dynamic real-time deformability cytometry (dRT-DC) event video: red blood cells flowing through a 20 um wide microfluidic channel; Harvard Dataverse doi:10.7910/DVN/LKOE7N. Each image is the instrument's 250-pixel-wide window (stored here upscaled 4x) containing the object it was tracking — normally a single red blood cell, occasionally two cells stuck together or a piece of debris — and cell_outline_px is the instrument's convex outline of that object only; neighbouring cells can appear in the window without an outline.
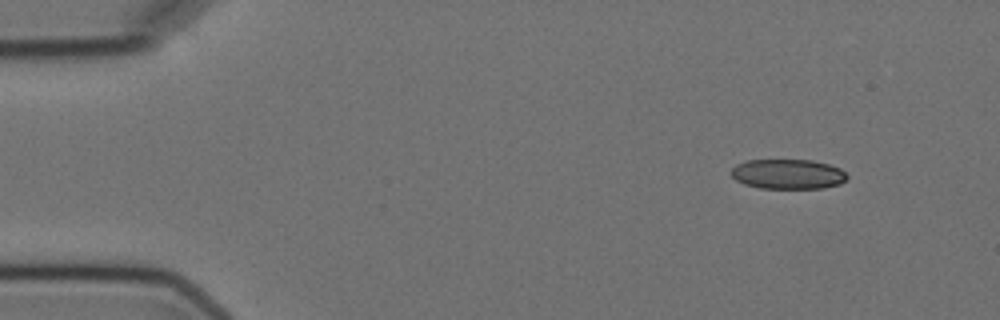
{"species": "Egyptian fruit bat (a non-hibernating species)", "species_latin": "Rousettus aegyptiacus", "temperature_condition": "cold", "stored_images_in_passage": 4, "camera_frame_rate_fps": 3000, "um_per_image_px": 0.085, "animal": {"sex": "female"}, "frame": {"image": 1, "passage_image": 1, "time_ms": 0.0, "image_size_px": [1000, 320], "cell_outline_px": [[848, 176], [840, 184], [824, 188], [760, 188], [744, 184], [736, 180], [732, 176], [732, 168], [736, 164], [748, 160], [812, 160], [828, 164], [840, 168]], "centroid_in_image_um": [66.97, 14.8], "position_along_channel_um": 18.0, "area_um2": 20.11}}
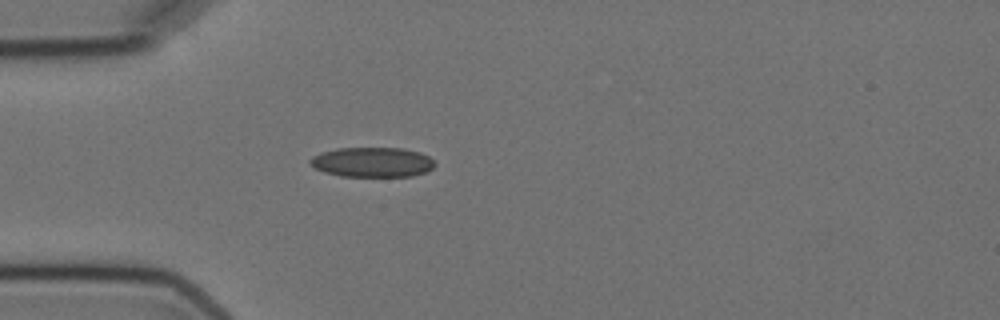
{"frame": {"image": 2, "passage_image": 4, "time_ms": 3.333, "image_size_px": [1000, 320], "cell_outline_px": [[436, 164], [432, 168], [424, 172], [412, 176], [340, 176], [324, 172], [308, 164], [308, 160], [312, 156], [320, 152], [336, 148], [404, 148], [420, 152], [428, 156]], "centroid_in_image_um": [31.6, 13.77], "position_along_channel_um": 53.4, "area_um2": 21.79}}